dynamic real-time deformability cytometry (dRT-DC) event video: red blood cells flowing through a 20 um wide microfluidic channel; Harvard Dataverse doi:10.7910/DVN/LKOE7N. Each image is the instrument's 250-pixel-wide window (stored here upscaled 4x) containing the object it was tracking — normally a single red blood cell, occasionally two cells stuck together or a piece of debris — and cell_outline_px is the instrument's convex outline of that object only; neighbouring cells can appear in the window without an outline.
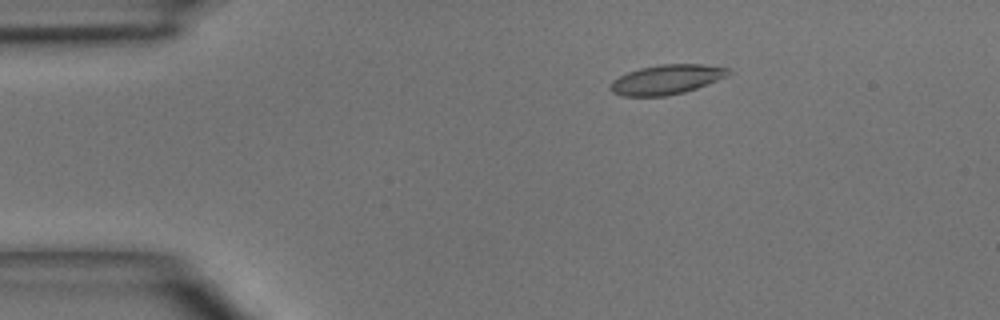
{"species": "common noctule bat (a hibernating species)", "species_latin": "Nyctalus noctula", "temperature_condition": "room temperature", "stored_images_in_passage": 7, "camera_frame_rate_fps": 3000, "um_per_image_px": 0.085, "animal": {"sex": "male", "body_mass_g": 15.6}, "frame": {"image": 1, "passage_image": 3, "time_ms": 2.333, "image_size_px": [1000, 320], "cell_outline_px": [[732, 72], [728, 76], [696, 88], [684, 92], [664, 96], [620, 96], [612, 92], [608, 88], [612, 80], [628, 72], [640, 68], [660, 64], [700, 64], [728, 68]], "centroid_in_image_um": [56.63, 6.76], "position_along_channel_um": 28.4, "area_um2": 20.35}}
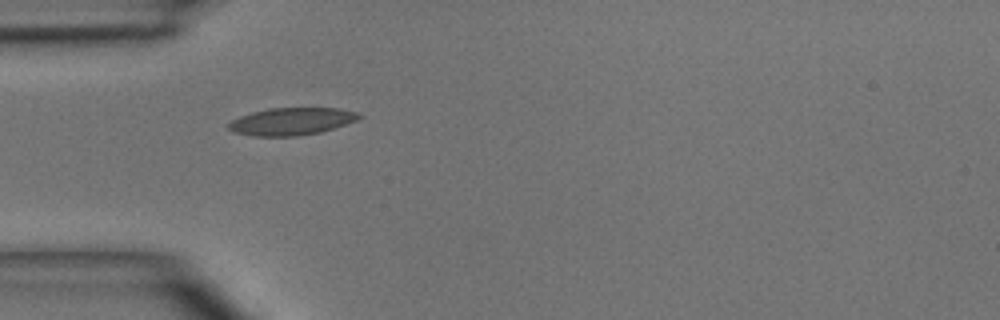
{"frame": {"image": 2, "passage_image": 5, "time_ms": 4.333, "image_size_px": [1000, 320], "cell_outline_px": [[364, 116], [356, 120], [320, 132], [296, 136], [252, 136], [236, 132], [228, 128], [228, 124], [232, 120], [240, 116], [252, 112], [268, 108], [336, 108], [360, 112]], "centroid_in_image_um": [24.79, 10.31], "position_along_channel_um": 60.2, "area_um2": 20.69}}
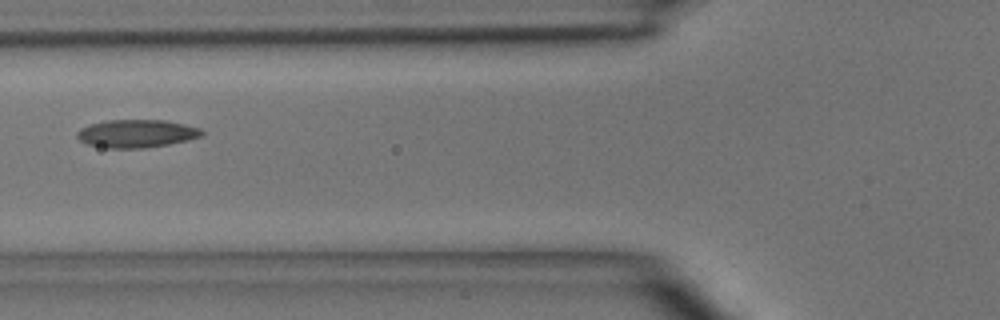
{"frame": {"image": 3, "passage_image": 6, "time_ms": 5.667, "image_size_px": [1000, 320], "cell_outline_px": [[204, 136], [188, 140], [168, 144], [144, 148], [108, 148], [88, 144], [80, 140], [76, 136], [76, 132], [80, 128], [92, 124], [108, 120], [164, 120], [184, 124], [200, 128], [204, 132]], "centroid_in_image_um": [11.63, 11.35], "position_along_channel_um": 114.2, "area_um2": 20.29}}